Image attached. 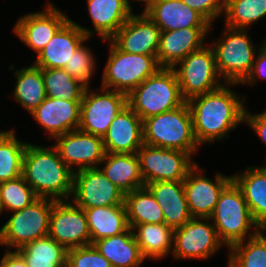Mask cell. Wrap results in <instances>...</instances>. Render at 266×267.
<instances>
[{
    "mask_svg": "<svg viewBox=\"0 0 266 267\" xmlns=\"http://www.w3.org/2000/svg\"><path fill=\"white\" fill-rule=\"evenodd\" d=\"M48 236L67 250L91 245L84 209L68 200L55 201L50 213Z\"/></svg>",
    "mask_w": 266,
    "mask_h": 267,
    "instance_id": "cell-13",
    "label": "cell"
},
{
    "mask_svg": "<svg viewBox=\"0 0 266 267\" xmlns=\"http://www.w3.org/2000/svg\"><path fill=\"white\" fill-rule=\"evenodd\" d=\"M72 203L81 208L125 205V193L99 167L75 171Z\"/></svg>",
    "mask_w": 266,
    "mask_h": 267,
    "instance_id": "cell-12",
    "label": "cell"
},
{
    "mask_svg": "<svg viewBox=\"0 0 266 267\" xmlns=\"http://www.w3.org/2000/svg\"><path fill=\"white\" fill-rule=\"evenodd\" d=\"M94 55L83 43L72 53L71 59L67 62L64 69L73 78L89 87V80L95 70Z\"/></svg>",
    "mask_w": 266,
    "mask_h": 267,
    "instance_id": "cell-39",
    "label": "cell"
},
{
    "mask_svg": "<svg viewBox=\"0 0 266 267\" xmlns=\"http://www.w3.org/2000/svg\"><path fill=\"white\" fill-rule=\"evenodd\" d=\"M17 251L28 267H66L67 249L49 236L36 239Z\"/></svg>",
    "mask_w": 266,
    "mask_h": 267,
    "instance_id": "cell-32",
    "label": "cell"
},
{
    "mask_svg": "<svg viewBox=\"0 0 266 267\" xmlns=\"http://www.w3.org/2000/svg\"><path fill=\"white\" fill-rule=\"evenodd\" d=\"M136 1H142L146 4V7L143 9V13H145L147 10H149L154 4L161 2L162 0H136ZM130 4V0H129Z\"/></svg>",
    "mask_w": 266,
    "mask_h": 267,
    "instance_id": "cell-45",
    "label": "cell"
},
{
    "mask_svg": "<svg viewBox=\"0 0 266 267\" xmlns=\"http://www.w3.org/2000/svg\"><path fill=\"white\" fill-rule=\"evenodd\" d=\"M101 94L86 88L80 107L78 129L88 134L103 137L116 115L127 106V95L111 89L101 88Z\"/></svg>",
    "mask_w": 266,
    "mask_h": 267,
    "instance_id": "cell-11",
    "label": "cell"
},
{
    "mask_svg": "<svg viewBox=\"0 0 266 267\" xmlns=\"http://www.w3.org/2000/svg\"><path fill=\"white\" fill-rule=\"evenodd\" d=\"M161 31L189 27H212L196 10L182 0H162L145 12Z\"/></svg>",
    "mask_w": 266,
    "mask_h": 267,
    "instance_id": "cell-24",
    "label": "cell"
},
{
    "mask_svg": "<svg viewBox=\"0 0 266 267\" xmlns=\"http://www.w3.org/2000/svg\"><path fill=\"white\" fill-rule=\"evenodd\" d=\"M193 10L200 13L211 25L215 18L224 13L225 0H182Z\"/></svg>",
    "mask_w": 266,
    "mask_h": 267,
    "instance_id": "cell-41",
    "label": "cell"
},
{
    "mask_svg": "<svg viewBox=\"0 0 266 267\" xmlns=\"http://www.w3.org/2000/svg\"><path fill=\"white\" fill-rule=\"evenodd\" d=\"M209 219L214 222L219 240L228 248L241 241L246 243L244 240L251 228H259L233 180L222 190Z\"/></svg>",
    "mask_w": 266,
    "mask_h": 267,
    "instance_id": "cell-5",
    "label": "cell"
},
{
    "mask_svg": "<svg viewBox=\"0 0 266 267\" xmlns=\"http://www.w3.org/2000/svg\"><path fill=\"white\" fill-rule=\"evenodd\" d=\"M225 85L189 101L193 132L199 145L227 137L240 122H245L244 101Z\"/></svg>",
    "mask_w": 266,
    "mask_h": 267,
    "instance_id": "cell-1",
    "label": "cell"
},
{
    "mask_svg": "<svg viewBox=\"0 0 266 267\" xmlns=\"http://www.w3.org/2000/svg\"><path fill=\"white\" fill-rule=\"evenodd\" d=\"M103 174L125 194L144 187L137 154L105 153Z\"/></svg>",
    "mask_w": 266,
    "mask_h": 267,
    "instance_id": "cell-28",
    "label": "cell"
},
{
    "mask_svg": "<svg viewBox=\"0 0 266 267\" xmlns=\"http://www.w3.org/2000/svg\"><path fill=\"white\" fill-rule=\"evenodd\" d=\"M173 67L176 73L183 99L187 102L190 99L212 92L224 84L217 67L213 49L205 45L191 52Z\"/></svg>",
    "mask_w": 266,
    "mask_h": 267,
    "instance_id": "cell-9",
    "label": "cell"
},
{
    "mask_svg": "<svg viewBox=\"0 0 266 267\" xmlns=\"http://www.w3.org/2000/svg\"><path fill=\"white\" fill-rule=\"evenodd\" d=\"M144 144L188 152H197L192 116L187 102L176 109L143 120Z\"/></svg>",
    "mask_w": 266,
    "mask_h": 267,
    "instance_id": "cell-3",
    "label": "cell"
},
{
    "mask_svg": "<svg viewBox=\"0 0 266 267\" xmlns=\"http://www.w3.org/2000/svg\"><path fill=\"white\" fill-rule=\"evenodd\" d=\"M66 267H113L91 244L67 250Z\"/></svg>",
    "mask_w": 266,
    "mask_h": 267,
    "instance_id": "cell-40",
    "label": "cell"
},
{
    "mask_svg": "<svg viewBox=\"0 0 266 267\" xmlns=\"http://www.w3.org/2000/svg\"><path fill=\"white\" fill-rule=\"evenodd\" d=\"M50 198H38L31 205L13 211L0 229V244L16 250L24 245L48 236L53 203Z\"/></svg>",
    "mask_w": 266,
    "mask_h": 267,
    "instance_id": "cell-8",
    "label": "cell"
},
{
    "mask_svg": "<svg viewBox=\"0 0 266 267\" xmlns=\"http://www.w3.org/2000/svg\"><path fill=\"white\" fill-rule=\"evenodd\" d=\"M73 174L54 146L45 148L27 143L22 176L38 197L69 200L73 192Z\"/></svg>",
    "mask_w": 266,
    "mask_h": 267,
    "instance_id": "cell-2",
    "label": "cell"
},
{
    "mask_svg": "<svg viewBox=\"0 0 266 267\" xmlns=\"http://www.w3.org/2000/svg\"><path fill=\"white\" fill-rule=\"evenodd\" d=\"M3 210H2V207H1V203H0V213L2 212Z\"/></svg>",
    "mask_w": 266,
    "mask_h": 267,
    "instance_id": "cell-47",
    "label": "cell"
},
{
    "mask_svg": "<svg viewBox=\"0 0 266 267\" xmlns=\"http://www.w3.org/2000/svg\"><path fill=\"white\" fill-rule=\"evenodd\" d=\"M223 38L213 41L217 71L227 85L241 84L250 74L256 51L246 29L226 26Z\"/></svg>",
    "mask_w": 266,
    "mask_h": 267,
    "instance_id": "cell-6",
    "label": "cell"
},
{
    "mask_svg": "<svg viewBox=\"0 0 266 267\" xmlns=\"http://www.w3.org/2000/svg\"><path fill=\"white\" fill-rule=\"evenodd\" d=\"M88 12L94 30L102 40H110L130 18L129 0H87Z\"/></svg>",
    "mask_w": 266,
    "mask_h": 267,
    "instance_id": "cell-25",
    "label": "cell"
},
{
    "mask_svg": "<svg viewBox=\"0 0 266 267\" xmlns=\"http://www.w3.org/2000/svg\"><path fill=\"white\" fill-rule=\"evenodd\" d=\"M0 267H28L23 256L16 250H7L0 261Z\"/></svg>",
    "mask_w": 266,
    "mask_h": 267,
    "instance_id": "cell-44",
    "label": "cell"
},
{
    "mask_svg": "<svg viewBox=\"0 0 266 267\" xmlns=\"http://www.w3.org/2000/svg\"><path fill=\"white\" fill-rule=\"evenodd\" d=\"M110 55L104 68L102 87L128 95L161 67L155 56L119 50L110 41Z\"/></svg>",
    "mask_w": 266,
    "mask_h": 267,
    "instance_id": "cell-7",
    "label": "cell"
},
{
    "mask_svg": "<svg viewBox=\"0 0 266 267\" xmlns=\"http://www.w3.org/2000/svg\"><path fill=\"white\" fill-rule=\"evenodd\" d=\"M26 147L27 143L18 140L12 129L0 131V183L22 175Z\"/></svg>",
    "mask_w": 266,
    "mask_h": 267,
    "instance_id": "cell-34",
    "label": "cell"
},
{
    "mask_svg": "<svg viewBox=\"0 0 266 267\" xmlns=\"http://www.w3.org/2000/svg\"><path fill=\"white\" fill-rule=\"evenodd\" d=\"M54 147L64 163L73 171L95 168L105 156L102 137L79 129L59 135ZM73 166H78L75 170Z\"/></svg>",
    "mask_w": 266,
    "mask_h": 267,
    "instance_id": "cell-15",
    "label": "cell"
},
{
    "mask_svg": "<svg viewBox=\"0 0 266 267\" xmlns=\"http://www.w3.org/2000/svg\"><path fill=\"white\" fill-rule=\"evenodd\" d=\"M145 186L160 205L167 226L177 229L192 218L183 181H155Z\"/></svg>",
    "mask_w": 266,
    "mask_h": 267,
    "instance_id": "cell-23",
    "label": "cell"
},
{
    "mask_svg": "<svg viewBox=\"0 0 266 267\" xmlns=\"http://www.w3.org/2000/svg\"><path fill=\"white\" fill-rule=\"evenodd\" d=\"M211 27H189L172 31H161L157 61L161 68H173L189 55L199 50Z\"/></svg>",
    "mask_w": 266,
    "mask_h": 267,
    "instance_id": "cell-21",
    "label": "cell"
},
{
    "mask_svg": "<svg viewBox=\"0 0 266 267\" xmlns=\"http://www.w3.org/2000/svg\"><path fill=\"white\" fill-rule=\"evenodd\" d=\"M81 100H64L46 97L30 114L56 138L67 132L77 130L80 123Z\"/></svg>",
    "mask_w": 266,
    "mask_h": 267,
    "instance_id": "cell-22",
    "label": "cell"
},
{
    "mask_svg": "<svg viewBox=\"0 0 266 267\" xmlns=\"http://www.w3.org/2000/svg\"><path fill=\"white\" fill-rule=\"evenodd\" d=\"M132 230L144 259L156 260L169 254L174 239V229L165 223L138 224Z\"/></svg>",
    "mask_w": 266,
    "mask_h": 267,
    "instance_id": "cell-31",
    "label": "cell"
},
{
    "mask_svg": "<svg viewBox=\"0 0 266 267\" xmlns=\"http://www.w3.org/2000/svg\"><path fill=\"white\" fill-rule=\"evenodd\" d=\"M185 102L173 68H160L127 95V105L142 120L176 109Z\"/></svg>",
    "mask_w": 266,
    "mask_h": 267,
    "instance_id": "cell-4",
    "label": "cell"
},
{
    "mask_svg": "<svg viewBox=\"0 0 266 267\" xmlns=\"http://www.w3.org/2000/svg\"><path fill=\"white\" fill-rule=\"evenodd\" d=\"M245 122L257 133L266 144V109L262 113L251 114L245 111Z\"/></svg>",
    "mask_w": 266,
    "mask_h": 267,
    "instance_id": "cell-43",
    "label": "cell"
},
{
    "mask_svg": "<svg viewBox=\"0 0 266 267\" xmlns=\"http://www.w3.org/2000/svg\"><path fill=\"white\" fill-rule=\"evenodd\" d=\"M90 230L91 244L127 231L129 227L125 205L83 208Z\"/></svg>",
    "mask_w": 266,
    "mask_h": 267,
    "instance_id": "cell-29",
    "label": "cell"
},
{
    "mask_svg": "<svg viewBox=\"0 0 266 267\" xmlns=\"http://www.w3.org/2000/svg\"><path fill=\"white\" fill-rule=\"evenodd\" d=\"M93 35L90 29L68 19L55 32L47 45L37 54L34 66L38 68H64L72 53Z\"/></svg>",
    "mask_w": 266,
    "mask_h": 267,
    "instance_id": "cell-18",
    "label": "cell"
},
{
    "mask_svg": "<svg viewBox=\"0 0 266 267\" xmlns=\"http://www.w3.org/2000/svg\"><path fill=\"white\" fill-rule=\"evenodd\" d=\"M232 180L240 188L255 222L266 224V166L247 167L241 174H234Z\"/></svg>",
    "mask_w": 266,
    "mask_h": 267,
    "instance_id": "cell-26",
    "label": "cell"
},
{
    "mask_svg": "<svg viewBox=\"0 0 266 267\" xmlns=\"http://www.w3.org/2000/svg\"><path fill=\"white\" fill-rule=\"evenodd\" d=\"M38 198L22 175L16 179L0 183V203L3 211L13 212L23 209Z\"/></svg>",
    "mask_w": 266,
    "mask_h": 267,
    "instance_id": "cell-38",
    "label": "cell"
},
{
    "mask_svg": "<svg viewBox=\"0 0 266 267\" xmlns=\"http://www.w3.org/2000/svg\"><path fill=\"white\" fill-rule=\"evenodd\" d=\"M144 184L155 181H183L196 164L188 152L143 144L137 151Z\"/></svg>",
    "mask_w": 266,
    "mask_h": 267,
    "instance_id": "cell-10",
    "label": "cell"
},
{
    "mask_svg": "<svg viewBox=\"0 0 266 267\" xmlns=\"http://www.w3.org/2000/svg\"><path fill=\"white\" fill-rule=\"evenodd\" d=\"M105 153L136 154L144 144L143 120L127 105L102 137Z\"/></svg>",
    "mask_w": 266,
    "mask_h": 267,
    "instance_id": "cell-20",
    "label": "cell"
},
{
    "mask_svg": "<svg viewBox=\"0 0 266 267\" xmlns=\"http://www.w3.org/2000/svg\"><path fill=\"white\" fill-rule=\"evenodd\" d=\"M124 204L131 229L138 224L165 223L160 205L146 186L126 193Z\"/></svg>",
    "mask_w": 266,
    "mask_h": 267,
    "instance_id": "cell-30",
    "label": "cell"
},
{
    "mask_svg": "<svg viewBox=\"0 0 266 267\" xmlns=\"http://www.w3.org/2000/svg\"><path fill=\"white\" fill-rule=\"evenodd\" d=\"M46 96L54 99L82 100L86 86L64 68H42Z\"/></svg>",
    "mask_w": 266,
    "mask_h": 267,
    "instance_id": "cell-35",
    "label": "cell"
},
{
    "mask_svg": "<svg viewBox=\"0 0 266 267\" xmlns=\"http://www.w3.org/2000/svg\"><path fill=\"white\" fill-rule=\"evenodd\" d=\"M161 30L146 13L132 14L110 39L119 50L132 54L155 56Z\"/></svg>",
    "mask_w": 266,
    "mask_h": 267,
    "instance_id": "cell-16",
    "label": "cell"
},
{
    "mask_svg": "<svg viewBox=\"0 0 266 267\" xmlns=\"http://www.w3.org/2000/svg\"><path fill=\"white\" fill-rule=\"evenodd\" d=\"M92 245L113 267H138L145 260L131 228Z\"/></svg>",
    "mask_w": 266,
    "mask_h": 267,
    "instance_id": "cell-27",
    "label": "cell"
},
{
    "mask_svg": "<svg viewBox=\"0 0 266 267\" xmlns=\"http://www.w3.org/2000/svg\"><path fill=\"white\" fill-rule=\"evenodd\" d=\"M200 172L196 163L183 180L186 201L192 217L209 218L222 190L232 181V176L217 174L213 182Z\"/></svg>",
    "mask_w": 266,
    "mask_h": 267,
    "instance_id": "cell-17",
    "label": "cell"
},
{
    "mask_svg": "<svg viewBox=\"0 0 266 267\" xmlns=\"http://www.w3.org/2000/svg\"><path fill=\"white\" fill-rule=\"evenodd\" d=\"M45 7L44 12L29 13L21 17L14 26L15 34L37 54L69 19L51 2Z\"/></svg>",
    "mask_w": 266,
    "mask_h": 267,
    "instance_id": "cell-19",
    "label": "cell"
},
{
    "mask_svg": "<svg viewBox=\"0 0 266 267\" xmlns=\"http://www.w3.org/2000/svg\"><path fill=\"white\" fill-rule=\"evenodd\" d=\"M226 26L246 29L266 16V0H225Z\"/></svg>",
    "mask_w": 266,
    "mask_h": 267,
    "instance_id": "cell-37",
    "label": "cell"
},
{
    "mask_svg": "<svg viewBox=\"0 0 266 267\" xmlns=\"http://www.w3.org/2000/svg\"><path fill=\"white\" fill-rule=\"evenodd\" d=\"M258 230V234L265 240L266 242V236H263L264 233H266V224L265 225H260L259 228L257 229ZM263 230V231H261ZM265 231V232H264ZM264 232V233H263Z\"/></svg>",
    "mask_w": 266,
    "mask_h": 267,
    "instance_id": "cell-46",
    "label": "cell"
},
{
    "mask_svg": "<svg viewBox=\"0 0 266 267\" xmlns=\"http://www.w3.org/2000/svg\"><path fill=\"white\" fill-rule=\"evenodd\" d=\"M251 233L246 244L241 241L229 248L228 267H266V242L258 230Z\"/></svg>",
    "mask_w": 266,
    "mask_h": 267,
    "instance_id": "cell-36",
    "label": "cell"
},
{
    "mask_svg": "<svg viewBox=\"0 0 266 267\" xmlns=\"http://www.w3.org/2000/svg\"><path fill=\"white\" fill-rule=\"evenodd\" d=\"M17 78L14 98L29 113L36 109L47 97L45 92L42 68L34 65L16 70Z\"/></svg>",
    "mask_w": 266,
    "mask_h": 267,
    "instance_id": "cell-33",
    "label": "cell"
},
{
    "mask_svg": "<svg viewBox=\"0 0 266 267\" xmlns=\"http://www.w3.org/2000/svg\"><path fill=\"white\" fill-rule=\"evenodd\" d=\"M258 49L259 53H257L258 55L256 54L252 70L241 84L249 83V85H252L256 82L257 76L263 79L266 78V38L263 41V45Z\"/></svg>",
    "mask_w": 266,
    "mask_h": 267,
    "instance_id": "cell-42",
    "label": "cell"
},
{
    "mask_svg": "<svg viewBox=\"0 0 266 267\" xmlns=\"http://www.w3.org/2000/svg\"><path fill=\"white\" fill-rule=\"evenodd\" d=\"M208 220L209 218L192 217L181 227L174 229L172 253L175 258L208 259L224 245L219 240L214 224L206 222Z\"/></svg>",
    "mask_w": 266,
    "mask_h": 267,
    "instance_id": "cell-14",
    "label": "cell"
}]
</instances>
